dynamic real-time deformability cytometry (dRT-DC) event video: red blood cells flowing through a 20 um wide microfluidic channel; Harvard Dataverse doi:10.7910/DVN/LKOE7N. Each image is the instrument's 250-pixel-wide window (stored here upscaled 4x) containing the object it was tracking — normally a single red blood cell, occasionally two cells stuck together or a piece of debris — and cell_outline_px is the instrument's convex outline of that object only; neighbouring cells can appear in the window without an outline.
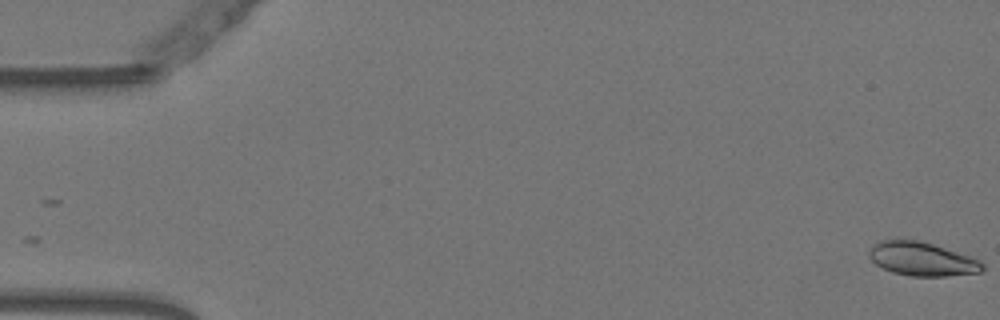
{"species": "Egyptian fruit bat (a non-hibernating species)", "species_latin": "Rousettus aegyptiacus", "temperature_condition": "warm", "stored_images_in_passage": 55, "camera_frame_rate_fps": 3000, "um_per_image_px": 0.085, "animal": {"sex": "female"}, "frame": {"image": 1, "passage_image": 1, "time_ms": 0.0, "image_size_px": [1000, 320], "cell_outline_px": [[984, 268], [980, 272], [948, 276], [912, 276], [892, 272], [876, 264], [868, 256], [868, 252], [872, 244], [880, 240], [896, 236], [920, 240], [980, 260], [984, 264]], "centroid_in_image_um": [78.29, 21.97], "position_along_channel_um": 6.7, "area_um2": 22.66}}
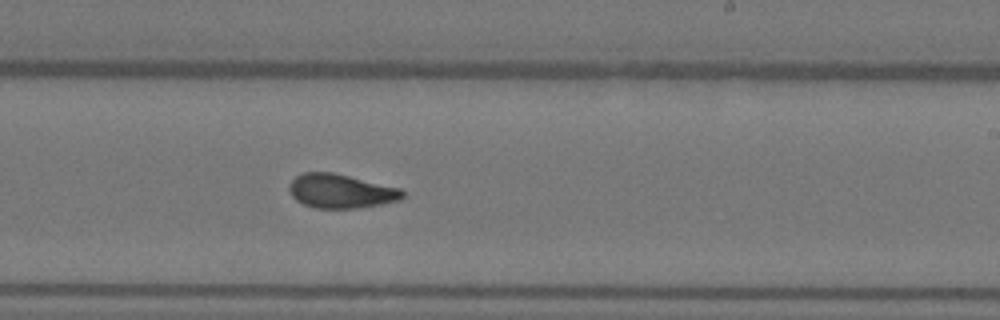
{"frame": {"image": 2, "passage_image": 33, "time_ms": 10.667, "image_size_px": [1000, 320], "cell_outline_px": [[404, 196], [400, 200], [360, 208], [316, 208], [304, 204], [296, 200], [292, 196], [288, 188], [288, 184], [296, 176], [304, 172], [332, 172], [400, 188], [404, 192]], "centroid_in_image_um": [28.95, 16.24], "position_along_channel_um": 260.0, "area_um2": 22.43}}
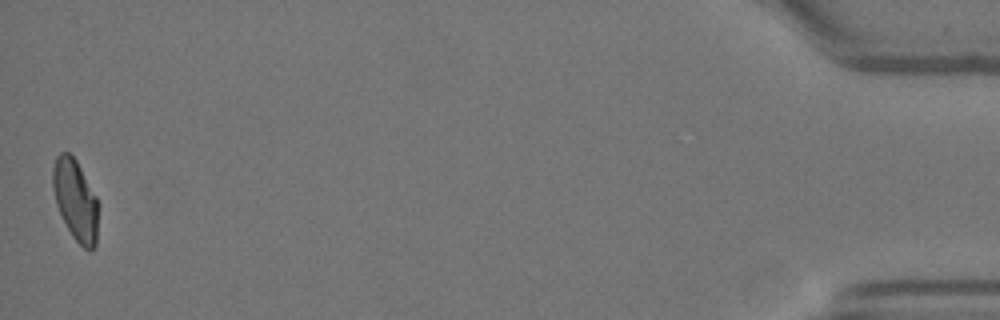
{"frame": {"image": 3, "passage_image": 54, "time_ms": 17.667, "image_size_px": [1000, 320], "cell_outline_px": [[100, 204], [96, 244], [92, 252], [88, 252], [72, 236], [56, 204], [52, 188], [52, 168], [56, 156], [60, 152], [68, 152], [76, 160], [96, 196]], "centroid_in_image_um": [6.44, 17.03], "position_along_channel_um": 428.8, "area_um2": 21.79}}